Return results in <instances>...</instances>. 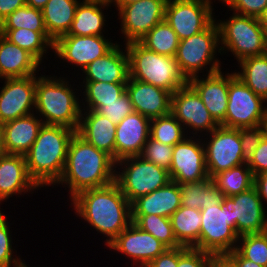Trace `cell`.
Instances as JSON below:
<instances>
[{
	"mask_svg": "<svg viewBox=\"0 0 267 267\" xmlns=\"http://www.w3.org/2000/svg\"><path fill=\"white\" fill-rule=\"evenodd\" d=\"M75 214L106 238V246L132 223L131 203L112 184L79 192L71 199Z\"/></svg>",
	"mask_w": 267,
	"mask_h": 267,
	"instance_id": "obj_1",
	"label": "cell"
},
{
	"mask_svg": "<svg viewBox=\"0 0 267 267\" xmlns=\"http://www.w3.org/2000/svg\"><path fill=\"white\" fill-rule=\"evenodd\" d=\"M115 172L116 161L112 156L75 133L68 146L63 174L56 184L68 186L72 199L83 190L112 184Z\"/></svg>",
	"mask_w": 267,
	"mask_h": 267,
	"instance_id": "obj_2",
	"label": "cell"
},
{
	"mask_svg": "<svg viewBox=\"0 0 267 267\" xmlns=\"http://www.w3.org/2000/svg\"><path fill=\"white\" fill-rule=\"evenodd\" d=\"M75 130L60 125L43 124L24 155L30 177L41 187L56 185L61 178L68 146Z\"/></svg>",
	"mask_w": 267,
	"mask_h": 267,
	"instance_id": "obj_3",
	"label": "cell"
},
{
	"mask_svg": "<svg viewBox=\"0 0 267 267\" xmlns=\"http://www.w3.org/2000/svg\"><path fill=\"white\" fill-rule=\"evenodd\" d=\"M69 83L64 77L37 75L34 112L44 124L60 125L77 131L82 105L79 95H76L79 94L77 89H73Z\"/></svg>",
	"mask_w": 267,
	"mask_h": 267,
	"instance_id": "obj_4",
	"label": "cell"
},
{
	"mask_svg": "<svg viewBox=\"0 0 267 267\" xmlns=\"http://www.w3.org/2000/svg\"><path fill=\"white\" fill-rule=\"evenodd\" d=\"M129 58V77L152 84L171 94L188 84L175 57L160 55L139 41L124 44Z\"/></svg>",
	"mask_w": 267,
	"mask_h": 267,
	"instance_id": "obj_5",
	"label": "cell"
},
{
	"mask_svg": "<svg viewBox=\"0 0 267 267\" xmlns=\"http://www.w3.org/2000/svg\"><path fill=\"white\" fill-rule=\"evenodd\" d=\"M217 52L221 54L219 27L215 20L207 29L180 40L175 60L189 81L203 73L204 69L208 71V75L222 69L221 61L216 58Z\"/></svg>",
	"mask_w": 267,
	"mask_h": 267,
	"instance_id": "obj_6",
	"label": "cell"
},
{
	"mask_svg": "<svg viewBox=\"0 0 267 267\" xmlns=\"http://www.w3.org/2000/svg\"><path fill=\"white\" fill-rule=\"evenodd\" d=\"M232 14L226 21H217L221 55L232 52L239 62L250 56L267 53V33L261 27L258 18L234 12Z\"/></svg>",
	"mask_w": 267,
	"mask_h": 267,
	"instance_id": "obj_7",
	"label": "cell"
},
{
	"mask_svg": "<svg viewBox=\"0 0 267 267\" xmlns=\"http://www.w3.org/2000/svg\"><path fill=\"white\" fill-rule=\"evenodd\" d=\"M116 168L118 169L115 172V183L130 203L140 196L147 195L165 186L171 181L167 169L148 162L141 156L126 157L118 160Z\"/></svg>",
	"mask_w": 267,
	"mask_h": 267,
	"instance_id": "obj_8",
	"label": "cell"
},
{
	"mask_svg": "<svg viewBox=\"0 0 267 267\" xmlns=\"http://www.w3.org/2000/svg\"><path fill=\"white\" fill-rule=\"evenodd\" d=\"M265 105L267 102L245 85L235 72L230 73L226 116L219 125L235 129L260 126L267 114Z\"/></svg>",
	"mask_w": 267,
	"mask_h": 267,
	"instance_id": "obj_9",
	"label": "cell"
},
{
	"mask_svg": "<svg viewBox=\"0 0 267 267\" xmlns=\"http://www.w3.org/2000/svg\"><path fill=\"white\" fill-rule=\"evenodd\" d=\"M200 212L199 242L194 248L212 255H226L236 249L239 236L232 229L227 206L221 202L217 206H206Z\"/></svg>",
	"mask_w": 267,
	"mask_h": 267,
	"instance_id": "obj_10",
	"label": "cell"
},
{
	"mask_svg": "<svg viewBox=\"0 0 267 267\" xmlns=\"http://www.w3.org/2000/svg\"><path fill=\"white\" fill-rule=\"evenodd\" d=\"M212 0H168L165 20L179 40L187 39L205 29L215 20Z\"/></svg>",
	"mask_w": 267,
	"mask_h": 267,
	"instance_id": "obj_11",
	"label": "cell"
},
{
	"mask_svg": "<svg viewBox=\"0 0 267 267\" xmlns=\"http://www.w3.org/2000/svg\"><path fill=\"white\" fill-rule=\"evenodd\" d=\"M205 135L209 138H206ZM202 138L205 148V164L208 176L243 164L239 128L218 126ZM209 139V140H208Z\"/></svg>",
	"mask_w": 267,
	"mask_h": 267,
	"instance_id": "obj_12",
	"label": "cell"
},
{
	"mask_svg": "<svg viewBox=\"0 0 267 267\" xmlns=\"http://www.w3.org/2000/svg\"><path fill=\"white\" fill-rule=\"evenodd\" d=\"M232 221V229L237 235L257 234L267 231V211L256 188L230 197H223Z\"/></svg>",
	"mask_w": 267,
	"mask_h": 267,
	"instance_id": "obj_13",
	"label": "cell"
},
{
	"mask_svg": "<svg viewBox=\"0 0 267 267\" xmlns=\"http://www.w3.org/2000/svg\"><path fill=\"white\" fill-rule=\"evenodd\" d=\"M171 114L184 126L186 134L190 133L189 136L191 134L202 136L219 126L205 107L200 95L189 83L172 93Z\"/></svg>",
	"mask_w": 267,
	"mask_h": 267,
	"instance_id": "obj_14",
	"label": "cell"
},
{
	"mask_svg": "<svg viewBox=\"0 0 267 267\" xmlns=\"http://www.w3.org/2000/svg\"><path fill=\"white\" fill-rule=\"evenodd\" d=\"M111 41L113 40L106 39L105 36L62 35L54 41L53 52L62 62L70 63V66L76 65L74 67L82 71L117 44Z\"/></svg>",
	"mask_w": 267,
	"mask_h": 267,
	"instance_id": "obj_15",
	"label": "cell"
},
{
	"mask_svg": "<svg viewBox=\"0 0 267 267\" xmlns=\"http://www.w3.org/2000/svg\"><path fill=\"white\" fill-rule=\"evenodd\" d=\"M168 0H139L118 9L121 33L125 44L139 41L154 26L165 19Z\"/></svg>",
	"mask_w": 267,
	"mask_h": 267,
	"instance_id": "obj_16",
	"label": "cell"
},
{
	"mask_svg": "<svg viewBox=\"0 0 267 267\" xmlns=\"http://www.w3.org/2000/svg\"><path fill=\"white\" fill-rule=\"evenodd\" d=\"M187 136L173 147L170 179L178 184L199 182L208 178L205 148L201 136ZM196 140V141H195Z\"/></svg>",
	"mask_w": 267,
	"mask_h": 267,
	"instance_id": "obj_17",
	"label": "cell"
},
{
	"mask_svg": "<svg viewBox=\"0 0 267 267\" xmlns=\"http://www.w3.org/2000/svg\"><path fill=\"white\" fill-rule=\"evenodd\" d=\"M3 81L0 88V124L33 114L36 75L4 78Z\"/></svg>",
	"mask_w": 267,
	"mask_h": 267,
	"instance_id": "obj_18",
	"label": "cell"
},
{
	"mask_svg": "<svg viewBox=\"0 0 267 267\" xmlns=\"http://www.w3.org/2000/svg\"><path fill=\"white\" fill-rule=\"evenodd\" d=\"M107 246L113 251L124 254L131 259V262L133 261L132 265L139 267L147 266L167 249L161 241L133 222Z\"/></svg>",
	"mask_w": 267,
	"mask_h": 267,
	"instance_id": "obj_19",
	"label": "cell"
},
{
	"mask_svg": "<svg viewBox=\"0 0 267 267\" xmlns=\"http://www.w3.org/2000/svg\"><path fill=\"white\" fill-rule=\"evenodd\" d=\"M150 122L146 116L133 111L116 126L115 161L140 156L150 137Z\"/></svg>",
	"mask_w": 267,
	"mask_h": 267,
	"instance_id": "obj_20",
	"label": "cell"
},
{
	"mask_svg": "<svg viewBox=\"0 0 267 267\" xmlns=\"http://www.w3.org/2000/svg\"><path fill=\"white\" fill-rule=\"evenodd\" d=\"M202 76L204 77L199 74L191 78L188 83L200 95L210 115L220 124L225 119L227 111L230 73L224 74L220 70Z\"/></svg>",
	"mask_w": 267,
	"mask_h": 267,
	"instance_id": "obj_21",
	"label": "cell"
},
{
	"mask_svg": "<svg viewBox=\"0 0 267 267\" xmlns=\"http://www.w3.org/2000/svg\"><path fill=\"white\" fill-rule=\"evenodd\" d=\"M126 92L130 96L134 111L150 120L171 113L172 94L169 91L129 77Z\"/></svg>",
	"mask_w": 267,
	"mask_h": 267,
	"instance_id": "obj_22",
	"label": "cell"
},
{
	"mask_svg": "<svg viewBox=\"0 0 267 267\" xmlns=\"http://www.w3.org/2000/svg\"><path fill=\"white\" fill-rule=\"evenodd\" d=\"M120 46L122 48L116 44L104 56L86 66L82 70V82L127 83L129 58L126 47L121 49Z\"/></svg>",
	"mask_w": 267,
	"mask_h": 267,
	"instance_id": "obj_23",
	"label": "cell"
},
{
	"mask_svg": "<svg viewBox=\"0 0 267 267\" xmlns=\"http://www.w3.org/2000/svg\"><path fill=\"white\" fill-rule=\"evenodd\" d=\"M39 188L28 173L23 155H0V204L16 194H27Z\"/></svg>",
	"mask_w": 267,
	"mask_h": 267,
	"instance_id": "obj_24",
	"label": "cell"
},
{
	"mask_svg": "<svg viewBox=\"0 0 267 267\" xmlns=\"http://www.w3.org/2000/svg\"><path fill=\"white\" fill-rule=\"evenodd\" d=\"M43 124L36 113L3 123L4 153L24 156L36 140Z\"/></svg>",
	"mask_w": 267,
	"mask_h": 267,
	"instance_id": "obj_25",
	"label": "cell"
},
{
	"mask_svg": "<svg viewBox=\"0 0 267 267\" xmlns=\"http://www.w3.org/2000/svg\"><path fill=\"white\" fill-rule=\"evenodd\" d=\"M116 126L94 110H82L76 133L86 142L103 150L115 160Z\"/></svg>",
	"mask_w": 267,
	"mask_h": 267,
	"instance_id": "obj_26",
	"label": "cell"
},
{
	"mask_svg": "<svg viewBox=\"0 0 267 267\" xmlns=\"http://www.w3.org/2000/svg\"><path fill=\"white\" fill-rule=\"evenodd\" d=\"M181 206L179 184L169 181L165 186L140 196L131 203L132 215L170 216Z\"/></svg>",
	"mask_w": 267,
	"mask_h": 267,
	"instance_id": "obj_27",
	"label": "cell"
},
{
	"mask_svg": "<svg viewBox=\"0 0 267 267\" xmlns=\"http://www.w3.org/2000/svg\"><path fill=\"white\" fill-rule=\"evenodd\" d=\"M41 63L0 34V79L37 75Z\"/></svg>",
	"mask_w": 267,
	"mask_h": 267,
	"instance_id": "obj_28",
	"label": "cell"
},
{
	"mask_svg": "<svg viewBox=\"0 0 267 267\" xmlns=\"http://www.w3.org/2000/svg\"><path fill=\"white\" fill-rule=\"evenodd\" d=\"M111 6L102 0H82L77 6L71 28L65 35L104 36L103 29L107 20L104 10Z\"/></svg>",
	"mask_w": 267,
	"mask_h": 267,
	"instance_id": "obj_29",
	"label": "cell"
},
{
	"mask_svg": "<svg viewBox=\"0 0 267 267\" xmlns=\"http://www.w3.org/2000/svg\"><path fill=\"white\" fill-rule=\"evenodd\" d=\"M79 2V0H48L42 9L46 31L54 41L70 30Z\"/></svg>",
	"mask_w": 267,
	"mask_h": 267,
	"instance_id": "obj_30",
	"label": "cell"
},
{
	"mask_svg": "<svg viewBox=\"0 0 267 267\" xmlns=\"http://www.w3.org/2000/svg\"><path fill=\"white\" fill-rule=\"evenodd\" d=\"M179 188L181 206L188 208L201 210L206 206H217L224 197L210 177L199 182L179 184Z\"/></svg>",
	"mask_w": 267,
	"mask_h": 267,
	"instance_id": "obj_31",
	"label": "cell"
},
{
	"mask_svg": "<svg viewBox=\"0 0 267 267\" xmlns=\"http://www.w3.org/2000/svg\"><path fill=\"white\" fill-rule=\"evenodd\" d=\"M170 221L177 242L184 247L194 248L199 242L202 217L198 209L180 206Z\"/></svg>",
	"mask_w": 267,
	"mask_h": 267,
	"instance_id": "obj_32",
	"label": "cell"
},
{
	"mask_svg": "<svg viewBox=\"0 0 267 267\" xmlns=\"http://www.w3.org/2000/svg\"><path fill=\"white\" fill-rule=\"evenodd\" d=\"M0 34L11 43L31 53L41 64L45 54L53 50L54 40L47 32H37L30 29H0ZM44 57V58H43Z\"/></svg>",
	"mask_w": 267,
	"mask_h": 267,
	"instance_id": "obj_33",
	"label": "cell"
},
{
	"mask_svg": "<svg viewBox=\"0 0 267 267\" xmlns=\"http://www.w3.org/2000/svg\"><path fill=\"white\" fill-rule=\"evenodd\" d=\"M238 65L241 69L236 76L267 102V53L244 58Z\"/></svg>",
	"mask_w": 267,
	"mask_h": 267,
	"instance_id": "obj_34",
	"label": "cell"
},
{
	"mask_svg": "<svg viewBox=\"0 0 267 267\" xmlns=\"http://www.w3.org/2000/svg\"><path fill=\"white\" fill-rule=\"evenodd\" d=\"M212 179L224 197L239 194L254 185V175L246 163L222 171Z\"/></svg>",
	"mask_w": 267,
	"mask_h": 267,
	"instance_id": "obj_35",
	"label": "cell"
},
{
	"mask_svg": "<svg viewBox=\"0 0 267 267\" xmlns=\"http://www.w3.org/2000/svg\"><path fill=\"white\" fill-rule=\"evenodd\" d=\"M82 85V110H96L102 103L117 101L126 92L127 83L80 82ZM84 86V87H83ZM83 100L86 102H83ZM86 104V105H85Z\"/></svg>",
	"mask_w": 267,
	"mask_h": 267,
	"instance_id": "obj_36",
	"label": "cell"
},
{
	"mask_svg": "<svg viewBox=\"0 0 267 267\" xmlns=\"http://www.w3.org/2000/svg\"><path fill=\"white\" fill-rule=\"evenodd\" d=\"M179 41L176 32L165 19L154 26L139 40L147 49L170 57H175Z\"/></svg>",
	"mask_w": 267,
	"mask_h": 267,
	"instance_id": "obj_37",
	"label": "cell"
},
{
	"mask_svg": "<svg viewBox=\"0 0 267 267\" xmlns=\"http://www.w3.org/2000/svg\"><path fill=\"white\" fill-rule=\"evenodd\" d=\"M132 222L161 241L167 248L181 247L174 236L170 218L154 214L132 215Z\"/></svg>",
	"mask_w": 267,
	"mask_h": 267,
	"instance_id": "obj_38",
	"label": "cell"
},
{
	"mask_svg": "<svg viewBox=\"0 0 267 267\" xmlns=\"http://www.w3.org/2000/svg\"><path fill=\"white\" fill-rule=\"evenodd\" d=\"M184 126L170 113L152 119L150 122V137L169 146H175L186 137Z\"/></svg>",
	"mask_w": 267,
	"mask_h": 267,
	"instance_id": "obj_39",
	"label": "cell"
},
{
	"mask_svg": "<svg viewBox=\"0 0 267 267\" xmlns=\"http://www.w3.org/2000/svg\"><path fill=\"white\" fill-rule=\"evenodd\" d=\"M18 28L47 32L44 25L42 10L35 9L25 4L19 9H16L0 23V29Z\"/></svg>",
	"mask_w": 267,
	"mask_h": 267,
	"instance_id": "obj_40",
	"label": "cell"
},
{
	"mask_svg": "<svg viewBox=\"0 0 267 267\" xmlns=\"http://www.w3.org/2000/svg\"><path fill=\"white\" fill-rule=\"evenodd\" d=\"M235 250L243 258L267 267V231L240 236Z\"/></svg>",
	"mask_w": 267,
	"mask_h": 267,
	"instance_id": "obj_41",
	"label": "cell"
},
{
	"mask_svg": "<svg viewBox=\"0 0 267 267\" xmlns=\"http://www.w3.org/2000/svg\"><path fill=\"white\" fill-rule=\"evenodd\" d=\"M5 213L0 210V267H19L24 261L16 254L12 246V235ZM14 257V258H13Z\"/></svg>",
	"mask_w": 267,
	"mask_h": 267,
	"instance_id": "obj_42",
	"label": "cell"
},
{
	"mask_svg": "<svg viewBox=\"0 0 267 267\" xmlns=\"http://www.w3.org/2000/svg\"><path fill=\"white\" fill-rule=\"evenodd\" d=\"M173 147L174 146L166 145L149 137L147 142L144 144V148L140 156L148 162H152L155 165L169 170L171 167Z\"/></svg>",
	"mask_w": 267,
	"mask_h": 267,
	"instance_id": "obj_43",
	"label": "cell"
},
{
	"mask_svg": "<svg viewBox=\"0 0 267 267\" xmlns=\"http://www.w3.org/2000/svg\"><path fill=\"white\" fill-rule=\"evenodd\" d=\"M95 111L110 119L115 125H118L121 120L130 115L134 109L129 94L125 92L117 101L102 103Z\"/></svg>",
	"mask_w": 267,
	"mask_h": 267,
	"instance_id": "obj_44",
	"label": "cell"
},
{
	"mask_svg": "<svg viewBox=\"0 0 267 267\" xmlns=\"http://www.w3.org/2000/svg\"><path fill=\"white\" fill-rule=\"evenodd\" d=\"M242 159L248 164L253 158L255 150L258 148L261 139L264 136V129L262 125L257 127L239 128Z\"/></svg>",
	"mask_w": 267,
	"mask_h": 267,
	"instance_id": "obj_45",
	"label": "cell"
},
{
	"mask_svg": "<svg viewBox=\"0 0 267 267\" xmlns=\"http://www.w3.org/2000/svg\"><path fill=\"white\" fill-rule=\"evenodd\" d=\"M212 254L195 248L178 247L177 267H210Z\"/></svg>",
	"mask_w": 267,
	"mask_h": 267,
	"instance_id": "obj_46",
	"label": "cell"
},
{
	"mask_svg": "<svg viewBox=\"0 0 267 267\" xmlns=\"http://www.w3.org/2000/svg\"><path fill=\"white\" fill-rule=\"evenodd\" d=\"M230 11L240 15L258 18L267 7V0H218Z\"/></svg>",
	"mask_w": 267,
	"mask_h": 267,
	"instance_id": "obj_47",
	"label": "cell"
},
{
	"mask_svg": "<svg viewBox=\"0 0 267 267\" xmlns=\"http://www.w3.org/2000/svg\"><path fill=\"white\" fill-rule=\"evenodd\" d=\"M253 175L267 173V137L263 136L258 148L255 150L253 158L247 164Z\"/></svg>",
	"mask_w": 267,
	"mask_h": 267,
	"instance_id": "obj_48",
	"label": "cell"
},
{
	"mask_svg": "<svg viewBox=\"0 0 267 267\" xmlns=\"http://www.w3.org/2000/svg\"><path fill=\"white\" fill-rule=\"evenodd\" d=\"M178 247L167 248L162 254L158 255L145 267H177Z\"/></svg>",
	"mask_w": 267,
	"mask_h": 267,
	"instance_id": "obj_49",
	"label": "cell"
},
{
	"mask_svg": "<svg viewBox=\"0 0 267 267\" xmlns=\"http://www.w3.org/2000/svg\"><path fill=\"white\" fill-rule=\"evenodd\" d=\"M25 4L26 0H0V23Z\"/></svg>",
	"mask_w": 267,
	"mask_h": 267,
	"instance_id": "obj_50",
	"label": "cell"
},
{
	"mask_svg": "<svg viewBox=\"0 0 267 267\" xmlns=\"http://www.w3.org/2000/svg\"><path fill=\"white\" fill-rule=\"evenodd\" d=\"M259 197L261 198L265 210H267V207L265 203H267V173H260L258 175L254 176V185H253Z\"/></svg>",
	"mask_w": 267,
	"mask_h": 267,
	"instance_id": "obj_51",
	"label": "cell"
},
{
	"mask_svg": "<svg viewBox=\"0 0 267 267\" xmlns=\"http://www.w3.org/2000/svg\"><path fill=\"white\" fill-rule=\"evenodd\" d=\"M235 267H263L259 264L243 258L235 249L225 255Z\"/></svg>",
	"mask_w": 267,
	"mask_h": 267,
	"instance_id": "obj_52",
	"label": "cell"
},
{
	"mask_svg": "<svg viewBox=\"0 0 267 267\" xmlns=\"http://www.w3.org/2000/svg\"><path fill=\"white\" fill-rule=\"evenodd\" d=\"M210 267H235L225 255H213Z\"/></svg>",
	"mask_w": 267,
	"mask_h": 267,
	"instance_id": "obj_53",
	"label": "cell"
},
{
	"mask_svg": "<svg viewBox=\"0 0 267 267\" xmlns=\"http://www.w3.org/2000/svg\"><path fill=\"white\" fill-rule=\"evenodd\" d=\"M48 0H26V4L35 9L42 10L47 4Z\"/></svg>",
	"mask_w": 267,
	"mask_h": 267,
	"instance_id": "obj_54",
	"label": "cell"
},
{
	"mask_svg": "<svg viewBox=\"0 0 267 267\" xmlns=\"http://www.w3.org/2000/svg\"><path fill=\"white\" fill-rule=\"evenodd\" d=\"M139 0H112L111 5L115 6L117 9L120 7L127 6L129 4H132L134 2H137Z\"/></svg>",
	"mask_w": 267,
	"mask_h": 267,
	"instance_id": "obj_55",
	"label": "cell"
},
{
	"mask_svg": "<svg viewBox=\"0 0 267 267\" xmlns=\"http://www.w3.org/2000/svg\"><path fill=\"white\" fill-rule=\"evenodd\" d=\"M258 21H259L261 27L267 33V7L263 10V12L258 17Z\"/></svg>",
	"mask_w": 267,
	"mask_h": 267,
	"instance_id": "obj_56",
	"label": "cell"
},
{
	"mask_svg": "<svg viewBox=\"0 0 267 267\" xmlns=\"http://www.w3.org/2000/svg\"><path fill=\"white\" fill-rule=\"evenodd\" d=\"M3 153L4 150H3L2 124H0V155Z\"/></svg>",
	"mask_w": 267,
	"mask_h": 267,
	"instance_id": "obj_57",
	"label": "cell"
},
{
	"mask_svg": "<svg viewBox=\"0 0 267 267\" xmlns=\"http://www.w3.org/2000/svg\"><path fill=\"white\" fill-rule=\"evenodd\" d=\"M262 127L264 129V136L267 137V114H266V116H265V118H264V120L262 122Z\"/></svg>",
	"mask_w": 267,
	"mask_h": 267,
	"instance_id": "obj_58",
	"label": "cell"
},
{
	"mask_svg": "<svg viewBox=\"0 0 267 267\" xmlns=\"http://www.w3.org/2000/svg\"><path fill=\"white\" fill-rule=\"evenodd\" d=\"M19 267H28V266H27L26 263L24 262V263H22Z\"/></svg>",
	"mask_w": 267,
	"mask_h": 267,
	"instance_id": "obj_59",
	"label": "cell"
},
{
	"mask_svg": "<svg viewBox=\"0 0 267 267\" xmlns=\"http://www.w3.org/2000/svg\"><path fill=\"white\" fill-rule=\"evenodd\" d=\"M102 1H106V2H110L111 3L112 0H102Z\"/></svg>",
	"mask_w": 267,
	"mask_h": 267,
	"instance_id": "obj_60",
	"label": "cell"
}]
</instances>
